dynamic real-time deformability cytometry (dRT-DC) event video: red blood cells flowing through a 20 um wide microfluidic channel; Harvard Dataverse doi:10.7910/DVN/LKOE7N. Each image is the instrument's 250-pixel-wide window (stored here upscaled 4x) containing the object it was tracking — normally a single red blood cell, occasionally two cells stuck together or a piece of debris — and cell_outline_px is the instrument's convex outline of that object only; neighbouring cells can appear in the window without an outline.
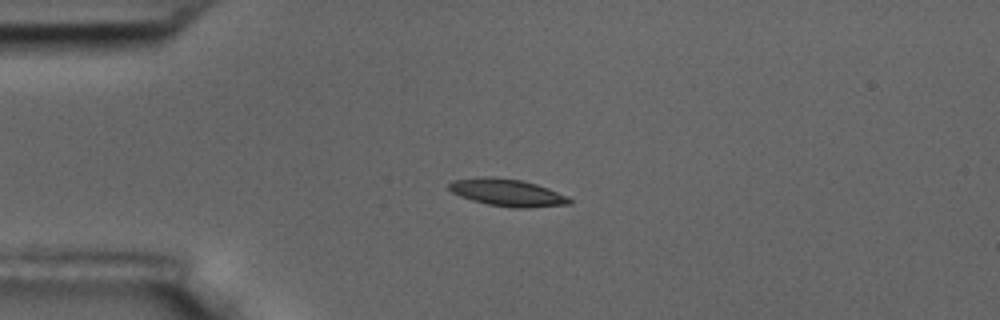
{"species": "common noctule bat (a hibernating species)", "species_latin": "Nyctalus noctula", "temperature_condition": "room temperature", "stored_images_in_passage": 6, "camera_frame_rate_fps": 3000, "um_per_image_px": 0.085, "animal": {"sex": "male", "body_mass_g": 17.5, "forearm_length_mm": 52.3}, "frame": {"image": 1, "passage_image": 4, "time_ms": 3.333, "image_size_px": [1000, 320], "cell_outline_px": [[572, 204], [528, 208], [512, 208], [488, 204], [472, 200], [460, 196], [452, 192], [448, 188], [448, 184], [452, 180], [484, 176], [492, 176], [520, 180], [536, 184], [548, 188], [568, 196], [572, 200]], "centroid_in_image_um": [43.13, 16.37], "position_along_channel_um": 41.9, "area_um2": 19.25}}